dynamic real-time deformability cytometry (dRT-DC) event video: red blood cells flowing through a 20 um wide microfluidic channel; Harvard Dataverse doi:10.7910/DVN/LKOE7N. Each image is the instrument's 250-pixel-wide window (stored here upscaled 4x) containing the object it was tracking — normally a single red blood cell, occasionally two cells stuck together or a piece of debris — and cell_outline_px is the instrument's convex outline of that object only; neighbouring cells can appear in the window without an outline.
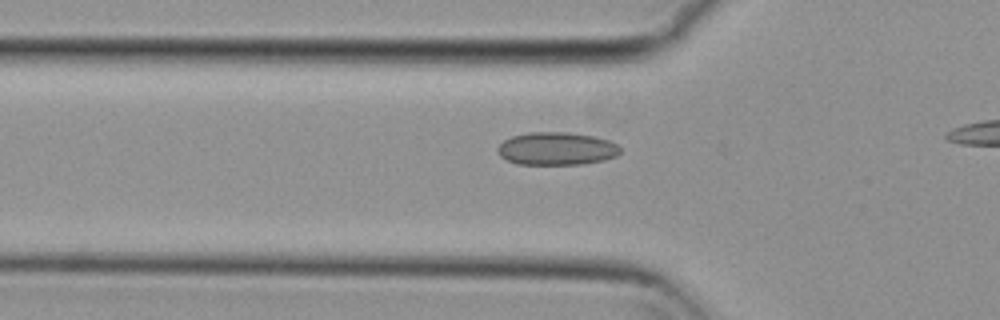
{"species": "common noctule bat (a hibernating species)", "species_latin": "Nyctalus noctula", "temperature_condition": "cold", "stored_images_in_passage": 39, "camera_frame_rate_fps": 3000, "um_per_image_px": 0.085, "animal": {"sex": "female", "body_mass_g": 29.2, "forearm_length_mm": 56.3}, "frame": {"image": 1, "passage_image": 13, "time_ms": 4.0, "image_size_px": [1000, 320], "cell_outline_px": [[620, 152], [616, 156], [604, 160], [584, 164], [516, 164], [500, 156], [496, 148], [504, 140], [512, 136], [528, 132], [568, 132], [592, 136], [608, 140], [616, 144], [620, 148]], "centroid_in_image_um": [47.29, 12.63], "position_along_channel_um": 78.5, "area_um2": 23.47}}
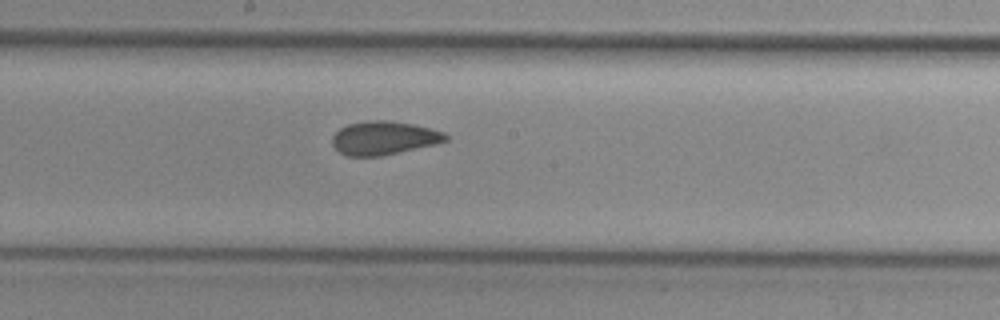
{"frame": {"image": 2, "passage_image": 24, "time_ms": 7.667, "image_size_px": [1000, 320], "cell_outline_px": [[448, 140], [436, 144], [380, 156], [348, 156], [340, 152], [332, 144], [332, 136], [340, 128], [348, 124], [368, 120], [388, 120], [412, 124], [444, 132], [448, 136]], "centroid_in_image_um": [32.62, 11.72], "position_along_channel_um": 215.6, "area_um2": 22.02}}
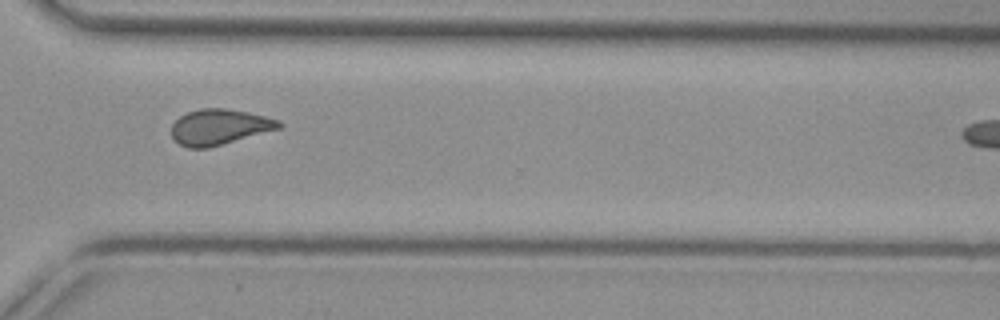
{"frame": {"image": 3, "passage_image": 35, "time_ms": 11.333, "image_size_px": [1000, 320], "cell_outline_px": [[284, 128], [208, 148], [188, 148], [180, 144], [172, 136], [172, 124], [180, 116], [188, 112], [200, 108], [224, 108], [248, 112], [280, 120], [284, 124]], "centroid_in_image_um": [18.71, 10.79], "position_along_channel_um": 351.9, "area_um2": 22.48}}